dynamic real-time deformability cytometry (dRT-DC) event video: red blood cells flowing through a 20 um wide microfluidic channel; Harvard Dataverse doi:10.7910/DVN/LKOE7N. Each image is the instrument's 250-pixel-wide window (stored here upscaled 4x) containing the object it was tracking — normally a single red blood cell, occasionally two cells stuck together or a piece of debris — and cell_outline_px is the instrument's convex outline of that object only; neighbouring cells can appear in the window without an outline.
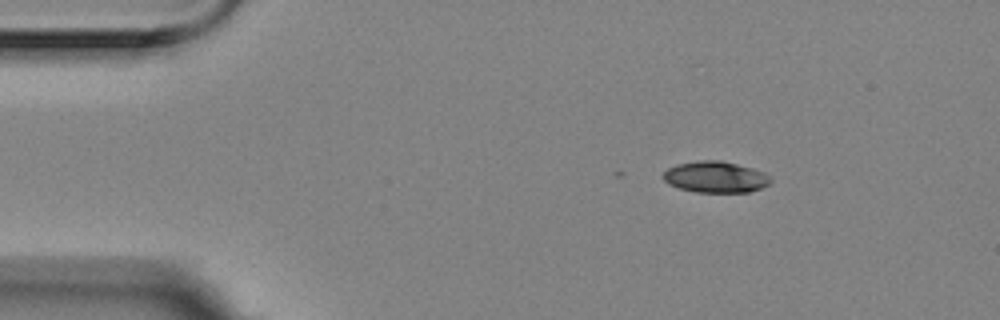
{"species": "Egyptian fruit bat (a non-hibernating species)", "species_latin": "Rousettus aegyptiacus", "temperature_condition": "room temperature", "stored_images_in_passage": 9, "camera_frame_rate_fps": 3000, "um_per_image_px": 0.085, "animal": {"sex": "female"}, "frame": {"image": 1, "passage_image": 2, "time_ms": 0.333, "image_size_px": [1000, 320], "cell_outline_px": [[772, 180], [768, 184], [760, 188], [748, 192], [696, 192], [680, 188], [668, 184], [660, 176], [668, 168], [676, 164], [696, 160], [720, 160], [752, 168], [764, 172]], "centroid_in_image_um": [60.77, 15.04], "position_along_channel_um": 24.2, "area_um2": 19.59}}
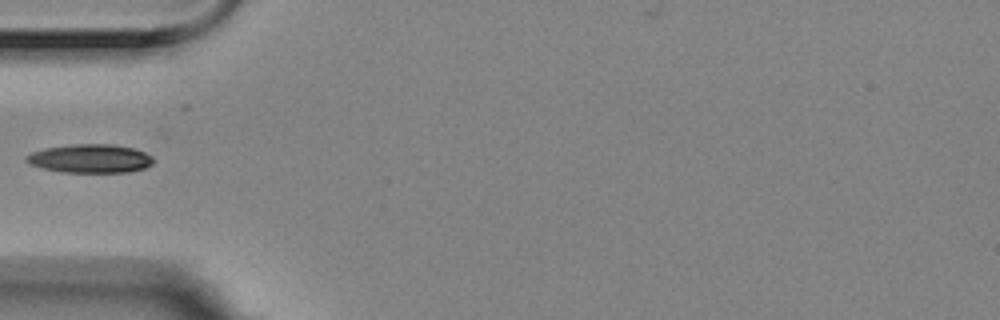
{"frame": {"image": 2, "passage_image": 5, "time_ms": 1.333, "image_size_px": [1000, 320], "cell_outline_px": [[152, 164], [144, 168], [128, 172], [64, 172], [40, 168], [28, 164], [24, 160], [24, 156], [32, 152], [44, 148], [76, 144], [112, 144], [132, 148], [144, 152], [152, 156]], "centroid_in_image_um": [7.61, 13.48], "position_along_channel_um": 77.4, "area_um2": 21.21}}